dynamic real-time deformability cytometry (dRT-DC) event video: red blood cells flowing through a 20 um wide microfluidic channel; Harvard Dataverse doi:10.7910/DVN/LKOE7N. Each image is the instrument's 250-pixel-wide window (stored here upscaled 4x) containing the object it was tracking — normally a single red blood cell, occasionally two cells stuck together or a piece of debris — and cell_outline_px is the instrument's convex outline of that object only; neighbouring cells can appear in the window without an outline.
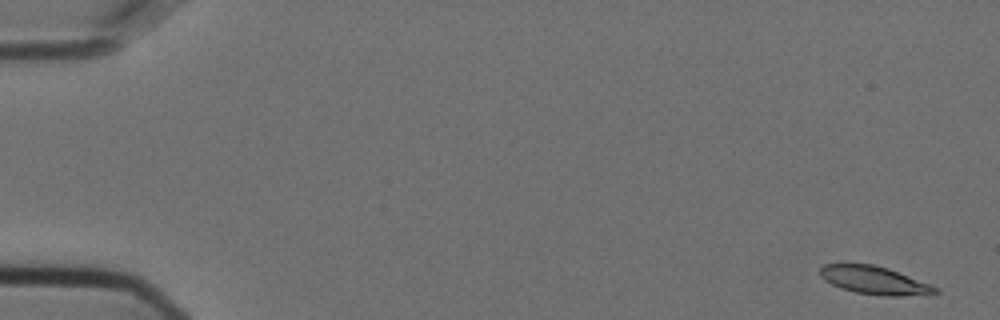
{"species": "Egyptian fruit bat (a non-hibernating species)", "species_latin": "Rousettus aegyptiacus", "temperature_condition": "cold", "stored_images_in_passage": 56, "camera_frame_rate_fps": 3000, "um_per_image_px": 0.085, "animal": {"sex": "female"}, "frame": {"image": 1, "passage_image": 1, "time_ms": 0.0, "image_size_px": [1000, 320], "cell_outline_px": [[940, 292], [932, 296], [884, 296], [856, 292], [840, 288], [824, 280], [820, 276], [820, 268], [824, 264], [872, 264], [888, 268], [940, 288]], "centroid_in_image_um": [74.41, 23.85], "position_along_channel_um": 10.6, "area_um2": 19.07}}
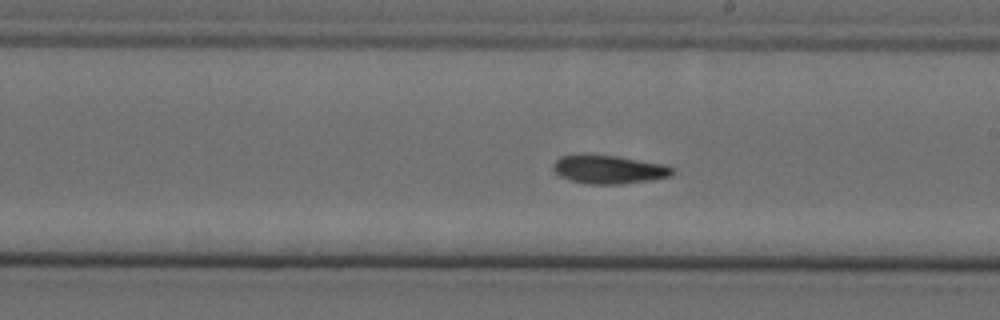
{"frame": {"image": 2, "passage_image": 32, "time_ms": 10.333, "image_size_px": [1000, 320], "cell_outline_px": [[676, 172], [672, 176], [648, 180], [620, 184], [584, 184], [568, 180], [560, 176], [552, 168], [552, 164], [560, 156], [580, 152], [620, 156], [664, 164], [676, 168]], "centroid_in_image_um": [51.72, 14.37], "position_along_channel_um": 237.3, "area_um2": 20.58}}
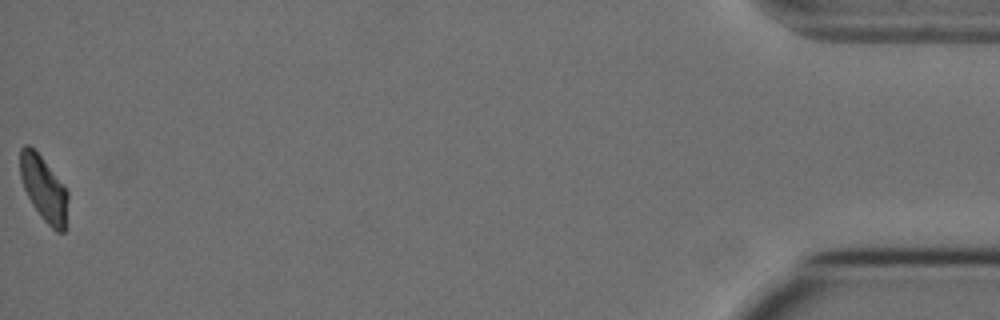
{"frame": {"image": 3, "passage_image": 56, "time_ms": 18.333, "image_size_px": [1000, 320], "cell_outline_px": [[68, 200], [64, 232], [56, 232], [40, 216], [32, 204], [24, 188], [20, 176], [20, 148], [24, 144], [28, 144], [40, 156], [68, 192]], "centroid_in_image_um": [3.7, 16.05], "position_along_channel_um": 431.5, "area_um2": 17.69}, "authors_computed_cell_mechanics": {"area_um2": 19.6231, "velocity_mm_per_s": 3.5855, "shape_relaxation_time_tau1_ms": 9.311, "shape_relaxation_time_tau2_ms": 5.4096, "deformation_change_tau1": 0.2081, "deformation_change_tau2": 0.1055}}